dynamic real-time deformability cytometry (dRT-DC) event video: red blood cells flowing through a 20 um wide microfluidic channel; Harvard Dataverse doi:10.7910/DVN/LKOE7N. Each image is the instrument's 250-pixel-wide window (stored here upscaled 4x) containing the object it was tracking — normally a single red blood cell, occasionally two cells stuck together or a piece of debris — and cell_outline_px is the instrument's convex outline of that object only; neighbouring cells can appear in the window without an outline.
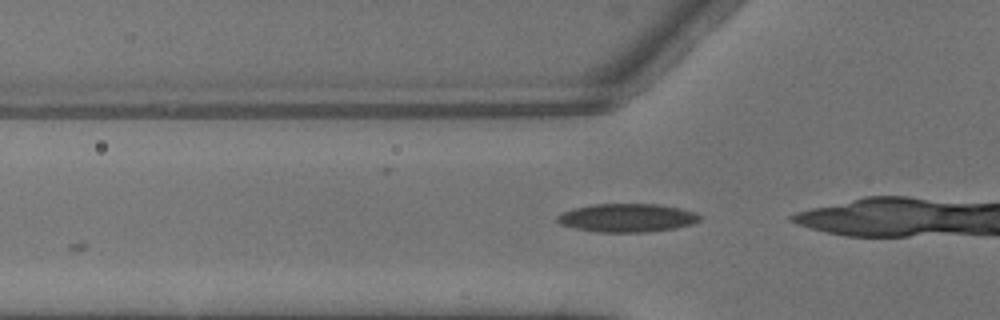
{"species": "common noctule bat (a hibernating species)", "species_latin": "Nyctalus noctula", "temperature_condition": "warm", "stored_images_in_passage": 5, "camera_frame_rate_fps": 3000, "um_per_image_px": 0.085, "animal": {"sex": "male", "body_mass_g": 13.3}, "frame": {"image": 1, "passage_image": 4, "time_ms": 1.0, "image_size_px": [1000, 320], "cell_outline_px": [[700, 220], [692, 224], [676, 228], [648, 232], [600, 232], [576, 228], [560, 224], [556, 220], [556, 216], [560, 212], [572, 208], [596, 204], [660, 204], [680, 208], [696, 212], [700, 216]], "centroid_in_image_um": [53.3, 18.51], "position_along_channel_um": 72.5, "area_um2": 23.7}}